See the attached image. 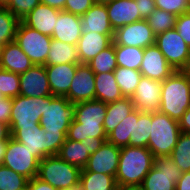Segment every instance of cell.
<instances>
[{
  "mask_svg": "<svg viewBox=\"0 0 190 190\" xmlns=\"http://www.w3.org/2000/svg\"><path fill=\"white\" fill-rule=\"evenodd\" d=\"M57 155L67 163L81 169L86 166L90 157V154L87 152L86 142L72 141L67 138Z\"/></svg>",
  "mask_w": 190,
  "mask_h": 190,
  "instance_id": "f546056e",
  "label": "cell"
},
{
  "mask_svg": "<svg viewBox=\"0 0 190 190\" xmlns=\"http://www.w3.org/2000/svg\"><path fill=\"white\" fill-rule=\"evenodd\" d=\"M29 179L14 172L4 165H0V190H24Z\"/></svg>",
  "mask_w": 190,
  "mask_h": 190,
  "instance_id": "f35d334b",
  "label": "cell"
},
{
  "mask_svg": "<svg viewBox=\"0 0 190 190\" xmlns=\"http://www.w3.org/2000/svg\"><path fill=\"white\" fill-rule=\"evenodd\" d=\"M65 97L73 104L95 99V73L87 64H79Z\"/></svg>",
  "mask_w": 190,
  "mask_h": 190,
  "instance_id": "2e32d148",
  "label": "cell"
},
{
  "mask_svg": "<svg viewBox=\"0 0 190 190\" xmlns=\"http://www.w3.org/2000/svg\"><path fill=\"white\" fill-rule=\"evenodd\" d=\"M5 8V6L0 2V11Z\"/></svg>",
  "mask_w": 190,
  "mask_h": 190,
  "instance_id": "6125c7cd",
  "label": "cell"
},
{
  "mask_svg": "<svg viewBox=\"0 0 190 190\" xmlns=\"http://www.w3.org/2000/svg\"><path fill=\"white\" fill-rule=\"evenodd\" d=\"M151 125L148 149L154 158L170 156L182 133L178 121L157 111L152 112Z\"/></svg>",
  "mask_w": 190,
  "mask_h": 190,
  "instance_id": "5b68a950",
  "label": "cell"
},
{
  "mask_svg": "<svg viewBox=\"0 0 190 190\" xmlns=\"http://www.w3.org/2000/svg\"><path fill=\"white\" fill-rule=\"evenodd\" d=\"M87 65L95 74L114 71L118 67L114 43L96 55Z\"/></svg>",
  "mask_w": 190,
  "mask_h": 190,
  "instance_id": "836d02e7",
  "label": "cell"
},
{
  "mask_svg": "<svg viewBox=\"0 0 190 190\" xmlns=\"http://www.w3.org/2000/svg\"><path fill=\"white\" fill-rule=\"evenodd\" d=\"M20 95L25 97L51 96V89L45 65H34L26 72L19 74Z\"/></svg>",
  "mask_w": 190,
  "mask_h": 190,
  "instance_id": "e0dca14e",
  "label": "cell"
},
{
  "mask_svg": "<svg viewBox=\"0 0 190 190\" xmlns=\"http://www.w3.org/2000/svg\"><path fill=\"white\" fill-rule=\"evenodd\" d=\"M118 67L139 71L143 61L144 49L135 46L114 45Z\"/></svg>",
  "mask_w": 190,
  "mask_h": 190,
  "instance_id": "4dcf8cb0",
  "label": "cell"
},
{
  "mask_svg": "<svg viewBox=\"0 0 190 190\" xmlns=\"http://www.w3.org/2000/svg\"><path fill=\"white\" fill-rule=\"evenodd\" d=\"M2 48H3V45L0 43V58H1Z\"/></svg>",
  "mask_w": 190,
  "mask_h": 190,
  "instance_id": "94428289",
  "label": "cell"
},
{
  "mask_svg": "<svg viewBox=\"0 0 190 190\" xmlns=\"http://www.w3.org/2000/svg\"><path fill=\"white\" fill-rule=\"evenodd\" d=\"M177 16L161 9L154 10L146 19L155 35L175 28Z\"/></svg>",
  "mask_w": 190,
  "mask_h": 190,
  "instance_id": "8d00e7d4",
  "label": "cell"
},
{
  "mask_svg": "<svg viewBox=\"0 0 190 190\" xmlns=\"http://www.w3.org/2000/svg\"><path fill=\"white\" fill-rule=\"evenodd\" d=\"M114 34H100L96 32L82 33L77 51L80 64L89 63L96 55L113 43Z\"/></svg>",
  "mask_w": 190,
  "mask_h": 190,
  "instance_id": "44dd1931",
  "label": "cell"
},
{
  "mask_svg": "<svg viewBox=\"0 0 190 190\" xmlns=\"http://www.w3.org/2000/svg\"><path fill=\"white\" fill-rule=\"evenodd\" d=\"M134 110L135 106L130 97H123L115 102L108 103L103 123L105 133L107 135L111 133Z\"/></svg>",
  "mask_w": 190,
  "mask_h": 190,
  "instance_id": "484cf974",
  "label": "cell"
},
{
  "mask_svg": "<svg viewBox=\"0 0 190 190\" xmlns=\"http://www.w3.org/2000/svg\"><path fill=\"white\" fill-rule=\"evenodd\" d=\"M182 133L190 134V107L178 121Z\"/></svg>",
  "mask_w": 190,
  "mask_h": 190,
  "instance_id": "681fc988",
  "label": "cell"
},
{
  "mask_svg": "<svg viewBox=\"0 0 190 190\" xmlns=\"http://www.w3.org/2000/svg\"><path fill=\"white\" fill-rule=\"evenodd\" d=\"M156 35L147 20H139L114 31V45L135 46L145 49L155 44Z\"/></svg>",
  "mask_w": 190,
  "mask_h": 190,
  "instance_id": "4fadbf2b",
  "label": "cell"
},
{
  "mask_svg": "<svg viewBox=\"0 0 190 190\" xmlns=\"http://www.w3.org/2000/svg\"><path fill=\"white\" fill-rule=\"evenodd\" d=\"M152 113L133 111V137L129 138V146L148 148Z\"/></svg>",
  "mask_w": 190,
  "mask_h": 190,
  "instance_id": "83f0119b",
  "label": "cell"
},
{
  "mask_svg": "<svg viewBox=\"0 0 190 190\" xmlns=\"http://www.w3.org/2000/svg\"><path fill=\"white\" fill-rule=\"evenodd\" d=\"M130 137H133V112L107 135V141L122 148L129 146Z\"/></svg>",
  "mask_w": 190,
  "mask_h": 190,
  "instance_id": "d590c367",
  "label": "cell"
},
{
  "mask_svg": "<svg viewBox=\"0 0 190 190\" xmlns=\"http://www.w3.org/2000/svg\"><path fill=\"white\" fill-rule=\"evenodd\" d=\"M4 96L2 95V93L0 92V100L3 99Z\"/></svg>",
  "mask_w": 190,
  "mask_h": 190,
  "instance_id": "be15d7a7",
  "label": "cell"
},
{
  "mask_svg": "<svg viewBox=\"0 0 190 190\" xmlns=\"http://www.w3.org/2000/svg\"><path fill=\"white\" fill-rule=\"evenodd\" d=\"M94 4L95 0H66L63 11L82 16Z\"/></svg>",
  "mask_w": 190,
  "mask_h": 190,
  "instance_id": "7bdbcfd3",
  "label": "cell"
},
{
  "mask_svg": "<svg viewBox=\"0 0 190 190\" xmlns=\"http://www.w3.org/2000/svg\"><path fill=\"white\" fill-rule=\"evenodd\" d=\"M154 156L146 147L126 146L120 149L117 186H141L143 179L153 167Z\"/></svg>",
  "mask_w": 190,
  "mask_h": 190,
  "instance_id": "7a4b0ae2",
  "label": "cell"
},
{
  "mask_svg": "<svg viewBox=\"0 0 190 190\" xmlns=\"http://www.w3.org/2000/svg\"><path fill=\"white\" fill-rule=\"evenodd\" d=\"M9 1H10V0H0V2H1L4 6H6Z\"/></svg>",
  "mask_w": 190,
  "mask_h": 190,
  "instance_id": "91938a15",
  "label": "cell"
},
{
  "mask_svg": "<svg viewBox=\"0 0 190 190\" xmlns=\"http://www.w3.org/2000/svg\"><path fill=\"white\" fill-rule=\"evenodd\" d=\"M0 92L4 97L15 98L20 95L19 74L0 68Z\"/></svg>",
  "mask_w": 190,
  "mask_h": 190,
  "instance_id": "ab89813d",
  "label": "cell"
},
{
  "mask_svg": "<svg viewBox=\"0 0 190 190\" xmlns=\"http://www.w3.org/2000/svg\"><path fill=\"white\" fill-rule=\"evenodd\" d=\"M139 71L142 76L161 82L175 72L155 44L144 49Z\"/></svg>",
  "mask_w": 190,
  "mask_h": 190,
  "instance_id": "ac0fdd59",
  "label": "cell"
},
{
  "mask_svg": "<svg viewBox=\"0 0 190 190\" xmlns=\"http://www.w3.org/2000/svg\"><path fill=\"white\" fill-rule=\"evenodd\" d=\"M190 107V77L183 71H175L161 86L159 112L179 121Z\"/></svg>",
  "mask_w": 190,
  "mask_h": 190,
  "instance_id": "3957f363",
  "label": "cell"
},
{
  "mask_svg": "<svg viewBox=\"0 0 190 190\" xmlns=\"http://www.w3.org/2000/svg\"><path fill=\"white\" fill-rule=\"evenodd\" d=\"M68 63L80 64L77 45H71L52 38L45 66Z\"/></svg>",
  "mask_w": 190,
  "mask_h": 190,
  "instance_id": "f1b7e54d",
  "label": "cell"
},
{
  "mask_svg": "<svg viewBox=\"0 0 190 190\" xmlns=\"http://www.w3.org/2000/svg\"><path fill=\"white\" fill-rule=\"evenodd\" d=\"M65 190H84L83 186L81 185L80 182H78L77 184L69 187L68 189Z\"/></svg>",
  "mask_w": 190,
  "mask_h": 190,
  "instance_id": "11a10c76",
  "label": "cell"
},
{
  "mask_svg": "<svg viewBox=\"0 0 190 190\" xmlns=\"http://www.w3.org/2000/svg\"><path fill=\"white\" fill-rule=\"evenodd\" d=\"M156 9L170 12L176 16L190 12V0H155Z\"/></svg>",
  "mask_w": 190,
  "mask_h": 190,
  "instance_id": "b9f144b4",
  "label": "cell"
},
{
  "mask_svg": "<svg viewBox=\"0 0 190 190\" xmlns=\"http://www.w3.org/2000/svg\"><path fill=\"white\" fill-rule=\"evenodd\" d=\"M139 8L140 20H146L156 10L155 0H135Z\"/></svg>",
  "mask_w": 190,
  "mask_h": 190,
  "instance_id": "f6af8a7d",
  "label": "cell"
},
{
  "mask_svg": "<svg viewBox=\"0 0 190 190\" xmlns=\"http://www.w3.org/2000/svg\"><path fill=\"white\" fill-rule=\"evenodd\" d=\"M12 111V98L4 97L0 100V121L9 125Z\"/></svg>",
  "mask_w": 190,
  "mask_h": 190,
  "instance_id": "bcb514c9",
  "label": "cell"
},
{
  "mask_svg": "<svg viewBox=\"0 0 190 190\" xmlns=\"http://www.w3.org/2000/svg\"><path fill=\"white\" fill-rule=\"evenodd\" d=\"M11 137L28 148L40 162L44 157L58 154L67 133H47L40 123H36L34 126H22Z\"/></svg>",
  "mask_w": 190,
  "mask_h": 190,
  "instance_id": "277c9868",
  "label": "cell"
},
{
  "mask_svg": "<svg viewBox=\"0 0 190 190\" xmlns=\"http://www.w3.org/2000/svg\"><path fill=\"white\" fill-rule=\"evenodd\" d=\"M114 190H120V187H119V186H117Z\"/></svg>",
  "mask_w": 190,
  "mask_h": 190,
  "instance_id": "e7e4bbea",
  "label": "cell"
},
{
  "mask_svg": "<svg viewBox=\"0 0 190 190\" xmlns=\"http://www.w3.org/2000/svg\"><path fill=\"white\" fill-rule=\"evenodd\" d=\"M75 120V104L65 96H45V109L40 126L47 133H67Z\"/></svg>",
  "mask_w": 190,
  "mask_h": 190,
  "instance_id": "52a82bcc",
  "label": "cell"
},
{
  "mask_svg": "<svg viewBox=\"0 0 190 190\" xmlns=\"http://www.w3.org/2000/svg\"><path fill=\"white\" fill-rule=\"evenodd\" d=\"M80 18L82 33L114 34V30L109 22L106 4L95 3Z\"/></svg>",
  "mask_w": 190,
  "mask_h": 190,
  "instance_id": "cb8c5ba5",
  "label": "cell"
},
{
  "mask_svg": "<svg viewBox=\"0 0 190 190\" xmlns=\"http://www.w3.org/2000/svg\"><path fill=\"white\" fill-rule=\"evenodd\" d=\"M120 190H142L140 186H134V187H120Z\"/></svg>",
  "mask_w": 190,
  "mask_h": 190,
  "instance_id": "9f6ffc18",
  "label": "cell"
},
{
  "mask_svg": "<svg viewBox=\"0 0 190 190\" xmlns=\"http://www.w3.org/2000/svg\"><path fill=\"white\" fill-rule=\"evenodd\" d=\"M162 82L142 76L131 97L135 109L141 112H157L160 109Z\"/></svg>",
  "mask_w": 190,
  "mask_h": 190,
  "instance_id": "9a60e30c",
  "label": "cell"
},
{
  "mask_svg": "<svg viewBox=\"0 0 190 190\" xmlns=\"http://www.w3.org/2000/svg\"><path fill=\"white\" fill-rule=\"evenodd\" d=\"M107 138H86L81 142H86L87 152L91 155L94 154L104 143Z\"/></svg>",
  "mask_w": 190,
  "mask_h": 190,
  "instance_id": "7dc6e473",
  "label": "cell"
},
{
  "mask_svg": "<svg viewBox=\"0 0 190 190\" xmlns=\"http://www.w3.org/2000/svg\"><path fill=\"white\" fill-rule=\"evenodd\" d=\"M80 183L84 190H114L117 187L114 176L96 172H81Z\"/></svg>",
  "mask_w": 190,
  "mask_h": 190,
  "instance_id": "d6a6232c",
  "label": "cell"
},
{
  "mask_svg": "<svg viewBox=\"0 0 190 190\" xmlns=\"http://www.w3.org/2000/svg\"><path fill=\"white\" fill-rule=\"evenodd\" d=\"M81 171V168L53 155L39 162L37 178L58 190H65L80 182Z\"/></svg>",
  "mask_w": 190,
  "mask_h": 190,
  "instance_id": "8992f818",
  "label": "cell"
},
{
  "mask_svg": "<svg viewBox=\"0 0 190 190\" xmlns=\"http://www.w3.org/2000/svg\"><path fill=\"white\" fill-rule=\"evenodd\" d=\"M120 149L116 145L105 141L94 154L90 155L81 172H96L115 177L118 170Z\"/></svg>",
  "mask_w": 190,
  "mask_h": 190,
  "instance_id": "5bb4252c",
  "label": "cell"
},
{
  "mask_svg": "<svg viewBox=\"0 0 190 190\" xmlns=\"http://www.w3.org/2000/svg\"><path fill=\"white\" fill-rule=\"evenodd\" d=\"M181 172L190 171V134L181 133L170 154Z\"/></svg>",
  "mask_w": 190,
  "mask_h": 190,
  "instance_id": "e575fe53",
  "label": "cell"
},
{
  "mask_svg": "<svg viewBox=\"0 0 190 190\" xmlns=\"http://www.w3.org/2000/svg\"><path fill=\"white\" fill-rule=\"evenodd\" d=\"M40 2L58 10H64L66 0H40Z\"/></svg>",
  "mask_w": 190,
  "mask_h": 190,
  "instance_id": "816d5d0a",
  "label": "cell"
},
{
  "mask_svg": "<svg viewBox=\"0 0 190 190\" xmlns=\"http://www.w3.org/2000/svg\"><path fill=\"white\" fill-rule=\"evenodd\" d=\"M10 137L9 127L0 121V141H6Z\"/></svg>",
  "mask_w": 190,
  "mask_h": 190,
  "instance_id": "f5cc1de1",
  "label": "cell"
},
{
  "mask_svg": "<svg viewBox=\"0 0 190 190\" xmlns=\"http://www.w3.org/2000/svg\"><path fill=\"white\" fill-rule=\"evenodd\" d=\"M81 35L80 16L61 10L51 38L77 45Z\"/></svg>",
  "mask_w": 190,
  "mask_h": 190,
  "instance_id": "603a6c76",
  "label": "cell"
},
{
  "mask_svg": "<svg viewBox=\"0 0 190 190\" xmlns=\"http://www.w3.org/2000/svg\"><path fill=\"white\" fill-rule=\"evenodd\" d=\"M113 0H95V3L97 4H107L109 2H112Z\"/></svg>",
  "mask_w": 190,
  "mask_h": 190,
  "instance_id": "6f0895ef",
  "label": "cell"
},
{
  "mask_svg": "<svg viewBox=\"0 0 190 190\" xmlns=\"http://www.w3.org/2000/svg\"><path fill=\"white\" fill-rule=\"evenodd\" d=\"M8 139L6 141H0V165H2L4 156L6 153Z\"/></svg>",
  "mask_w": 190,
  "mask_h": 190,
  "instance_id": "db71d44e",
  "label": "cell"
},
{
  "mask_svg": "<svg viewBox=\"0 0 190 190\" xmlns=\"http://www.w3.org/2000/svg\"><path fill=\"white\" fill-rule=\"evenodd\" d=\"M39 3L40 0H10L5 7L21 21Z\"/></svg>",
  "mask_w": 190,
  "mask_h": 190,
  "instance_id": "60d3db41",
  "label": "cell"
},
{
  "mask_svg": "<svg viewBox=\"0 0 190 190\" xmlns=\"http://www.w3.org/2000/svg\"><path fill=\"white\" fill-rule=\"evenodd\" d=\"M27 190H58L51 186L49 183L43 182L37 177L29 180L27 184Z\"/></svg>",
  "mask_w": 190,
  "mask_h": 190,
  "instance_id": "c3c4849f",
  "label": "cell"
},
{
  "mask_svg": "<svg viewBox=\"0 0 190 190\" xmlns=\"http://www.w3.org/2000/svg\"><path fill=\"white\" fill-rule=\"evenodd\" d=\"M121 93L114 72L95 74V99L106 104L122 99Z\"/></svg>",
  "mask_w": 190,
  "mask_h": 190,
  "instance_id": "4316f807",
  "label": "cell"
},
{
  "mask_svg": "<svg viewBox=\"0 0 190 190\" xmlns=\"http://www.w3.org/2000/svg\"><path fill=\"white\" fill-rule=\"evenodd\" d=\"M51 40V36L38 32L22 21L17 26L15 41L34 65L46 64Z\"/></svg>",
  "mask_w": 190,
  "mask_h": 190,
  "instance_id": "9c48e42d",
  "label": "cell"
},
{
  "mask_svg": "<svg viewBox=\"0 0 190 190\" xmlns=\"http://www.w3.org/2000/svg\"><path fill=\"white\" fill-rule=\"evenodd\" d=\"M107 104L100 100L75 103V120L70 124L67 139L83 141L89 138H107L104 130V118Z\"/></svg>",
  "mask_w": 190,
  "mask_h": 190,
  "instance_id": "6da1fadb",
  "label": "cell"
},
{
  "mask_svg": "<svg viewBox=\"0 0 190 190\" xmlns=\"http://www.w3.org/2000/svg\"><path fill=\"white\" fill-rule=\"evenodd\" d=\"M155 45L175 71L184 70L190 59V46L175 28L156 35Z\"/></svg>",
  "mask_w": 190,
  "mask_h": 190,
  "instance_id": "8fae6325",
  "label": "cell"
},
{
  "mask_svg": "<svg viewBox=\"0 0 190 190\" xmlns=\"http://www.w3.org/2000/svg\"><path fill=\"white\" fill-rule=\"evenodd\" d=\"M183 71L190 77V59L187 67Z\"/></svg>",
  "mask_w": 190,
  "mask_h": 190,
  "instance_id": "680465c9",
  "label": "cell"
},
{
  "mask_svg": "<svg viewBox=\"0 0 190 190\" xmlns=\"http://www.w3.org/2000/svg\"><path fill=\"white\" fill-rule=\"evenodd\" d=\"M106 9L114 31L140 20L139 8L135 0H113L106 4Z\"/></svg>",
  "mask_w": 190,
  "mask_h": 190,
  "instance_id": "7402d4cb",
  "label": "cell"
},
{
  "mask_svg": "<svg viewBox=\"0 0 190 190\" xmlns=\"http://www.w3.org/2000/svg\"><path fill=\"white\" fill-rule=\"evenodd\" d=\"M175 29L186 44L190 46V12L177 16Z\"/></svg>",
  "mask_w": 190,
  "mask_h": 190,
  "instance_id": "ee69618b",
  "label": "cell"
},
{
  "mask_svg": "<svg viewBox=\"0 0 190 190\" xmlns=\"http://www.w3.org/2000/svg\"><path fill=\"white\" fill-rule=\"evenodd\" d=\"M2 165L31 180L37 177L39 161L28 148L10 136Z\"/></svg>",
  "mask_w": 190,
  "mask_h": 190,
  "instance_id": "7c38bea8",
  "label": "cell"
},
{
  "mask_svg": "<svg viewBox=\"0 0 190 190\" xmlns=\"http://www.w3.org/2000/svg\"><path fill=\"white\" fill-rule=\"evenodd\" d=\"M19 20L5 7L0 11V43L15 41L16 29Z\"/></svg>",
  "mask_w": 190,
  "mask_h": 190,
  "instance_id": "74e56055",
  "label": "cell"
},
{
  "mask_svg": "<svg viewBox=\"0 0 190 190\" xmlns=\"http://www.w3.org/2000/svg\"><path fill=\"white\" fill-rule=\"evenodd\" d=\"M181 175V170L171 156L157 157L140 187L142 190H175Z\"/></svg>",
  "mask_w": 190,
  "mask_h": 190,
  "instance_id": "30bf717a",
  "label": "cell"
},
{
  "mask_svg": "<svg viewBox=\"0 0 190 190\" xmlns=\"http://www.w3.org/2000/svg\"><path fill=\"white\" fill-rule=\"evenodd\" d=\"M60 11L39 3L21 21L44 35L52 36Z\"/></svg>",
  "mask_w": 190,
  "mask_h": 190,
  "instance_id": "d6986e66",
  "label": "cell"
},
{
  "mask_svg": "<svg viewBox=\"0 0 190 190\" xmlns=\"http://www.w3.org/2000/svg\"><path fill=\"white\" fill-rule=\"evenodd\" d=\"M44 109L45 96L36 98L19 95L12 98V111L8 125L10 136L22 126H34L39 123Z\"/></svg>",
  "mask_w": 190,
  "mask_h": 190,
  "instance_id": "ba28073f",
  "label": "cell"
},
{
  "mask_svg": "<svg viewBox=\"0 0 190 190\" xmlns=\"http://www.w3.org/2000/svg\"><path fill=\"white\" fill-rule=\"evenodd\" d=\"M34 64L22 51L16 41L6 43L2 48L0 68L21 74L30 69Z\"/></svg>",
  "mask_w": 190,
  "mask_h": 190,
  "instance_id": "d4e9b609",
  "label": "cell"
},
{
  "mask_svg": "<svg viewBox=\"0 0 190 190\" xmlns=\"http://www.w3.org/2000/svg\"><path fill=\"white\" fill-rule=\"evenodd\" d=\"M78 65L68 63L45 66L53 96H65L69 92Z\"/></svg>",
  "mask_w": 190,
  "mask_h": 190,
  "instance_id": "ffe728a7",
  "label": "cell"
},
{
  "mask_svg": "<svg viewBox=\"0 0 190 190\" xmlns=\"http://www.w3.org/2000/svg\"><path fill=\"white\" fill-rule=\"evenodd\" d=\"M175 190H190V171L182 172L180 179L176 183Z\"/></svg>",
  "mask_w": 190,
  "mask_h": 190,
  "instance_id": "f907efd6",
  "label": "cell"
},
{
  "mask_svg": "<svg viewBox=\"0 0 190 190\" xmlns=\"http://www.w3.org/2000/svg\"><path fill=\"white\" fill-rule=\"evenodd\" d=\"M113 72L122 95L131 98L142 77L141 72L125 67H117Z\"/></svg>",
  "mask_w": 190,
  "mask_h": 190,
  "instance_id": "1f68e13d",
  "label": "cell"
}]
</instances>
